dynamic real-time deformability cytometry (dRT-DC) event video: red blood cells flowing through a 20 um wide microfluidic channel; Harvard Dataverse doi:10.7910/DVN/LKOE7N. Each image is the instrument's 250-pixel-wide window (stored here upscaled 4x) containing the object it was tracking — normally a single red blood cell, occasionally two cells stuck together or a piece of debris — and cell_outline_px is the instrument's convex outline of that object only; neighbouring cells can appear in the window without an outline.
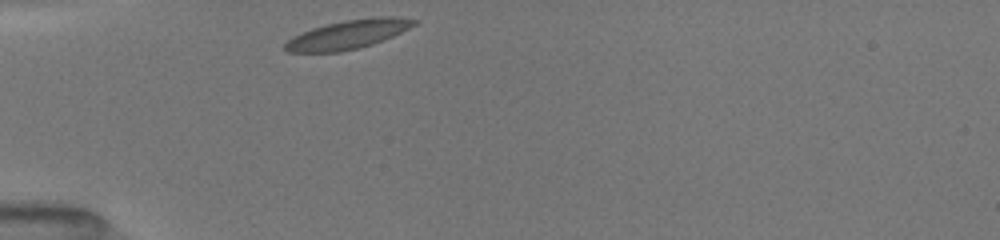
{"species": "common noctule bat (a hibernating species)", "species_latin": "Nyctalus noctula", "temperature_condition": "room temperature", "stored_images_in_passage": 12, "camera_frame_rate_fps": 3000, "um_per_image_px": 0.085, "animal": {"sex": "female", "body_mass_g": 19.5, "forearm_length_mm": 54.1}, "frame": {"image": 1, "passage_image": 1, "time_ms": 0.0, "image_size_px": [1000, 240], "cell_outline_px": [[420, 20], [416, 24], [392, 36], [372, 44], [360, 48], [340, 52], [288, 52], [284, 48], [284, 44], [292, 36], [312, 28], [344, 20], [372, 16], [392, 16]], "centroid_in_image_um": [29.58, 2.92], "position_along_channel_um": 55.4, "area_um2": 21.73}}
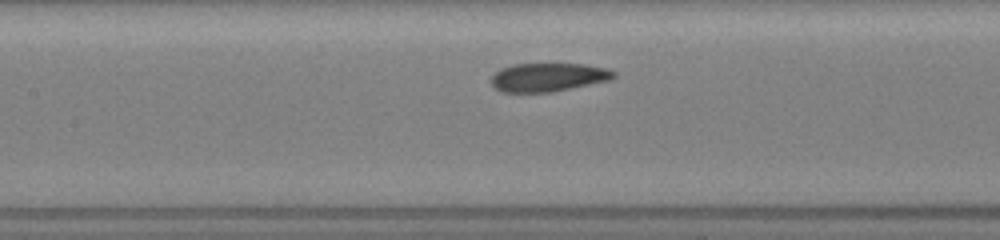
{"frame": {"image": 2, "passage_image": 9, "time_ms": 3.0, "image_size_px": [1000, 240], "cell_outline_px": [[616, 76], [612, 80], [552, 92], [500, 92], [492, 84], [492, 76], [500, 68], [512, 64], [584, 64], [608, 68], [616, 72]], "centroid_in_image_um": [46.63, 6.56], "position_along_channel_um": 160.8, "area_um2": 20.52}}
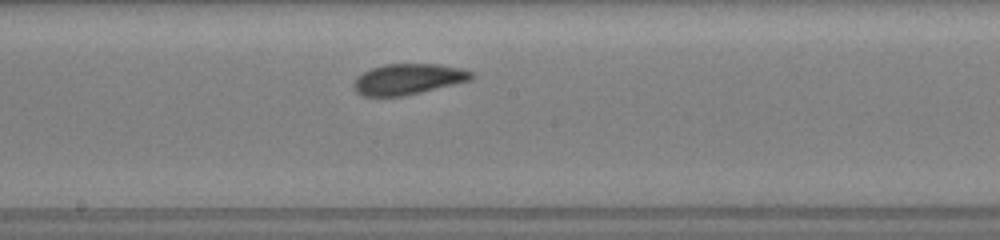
{"frame": {"image": 3, "passage_image": 12, "time_ms": 4.333, "image_size_px": [1000, 240], "cell_outline_px": [[476, 76], [472, 80], [404, 96], [360, 96], [356, 92], [352, 84], [356, 76], [372, 68], [384, 64], [440, 64], [460, 68], [472, 72]], "centroid_in_image_um": [34.68, 6.73], "position_along_channel_um": 213.5, "area_um2": 21.27}}